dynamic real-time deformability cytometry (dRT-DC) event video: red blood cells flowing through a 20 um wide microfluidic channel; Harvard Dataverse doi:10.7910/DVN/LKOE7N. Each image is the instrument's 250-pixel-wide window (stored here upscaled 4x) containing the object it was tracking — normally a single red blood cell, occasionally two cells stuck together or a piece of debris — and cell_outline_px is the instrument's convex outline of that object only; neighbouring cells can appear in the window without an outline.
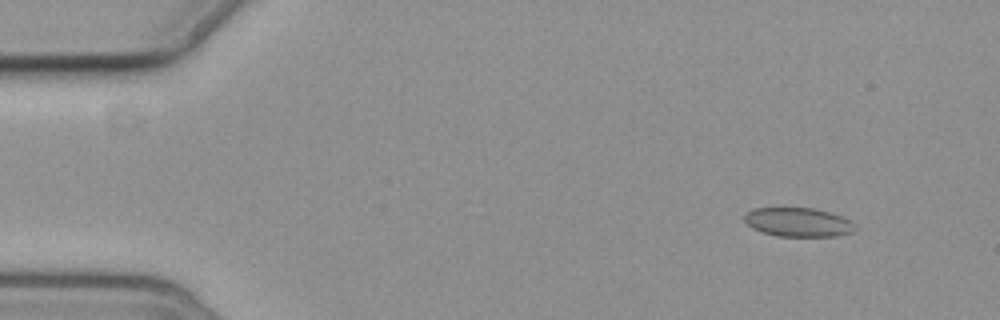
{"species": "common noctule bat (a hibernating species)", "species_latin": "Nyctalus noctula", "temperature_condition": "cold", "stored_images_in_passage": 16, "camera_frame_rate_fps": 3000, "um_per_image_px": 0.085, "animal": {"sex": "female", "body_mass_g": 19.3, "forearm_length_mm": 54.1}, "frame": {"image": 1, "passage_image": 2, "time_ms": 1.333, "image_size_px": [1000, 320], "cell_outline_px": [[860, 228], [852, 232], [836, 236], [776, 236], [752, 228], [744, 220], [744, 216], [752, 208], [812, 208], [828, 212], [840, 216], [856, 224]], "centroid_in_image_um": [67.87, 18.89], "position_along_channel_um": 17.1, "area_um2": 18.61}}
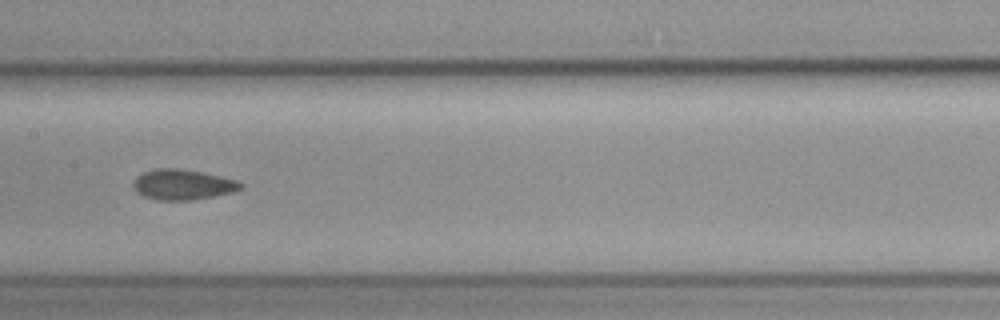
{"frame": {"image": 2, "passage_image": 8, "time_ms": 9.333, "image_size_px": [1000, 320], "cell_outline_px": [[244, 188], [232, 192], [192, 200], [156, 200], [144, 196], [136, 192], [132, 188], [132, 184], [136, 176], [144, 172], [156, 168], [176, 168], [200, 172], [220, 176], [236, 180], [244, 184]], "centroid_in_image_um": [15.5, 15.69], "position_along_channel_um": 191.9, "area_um2": 19.02}}
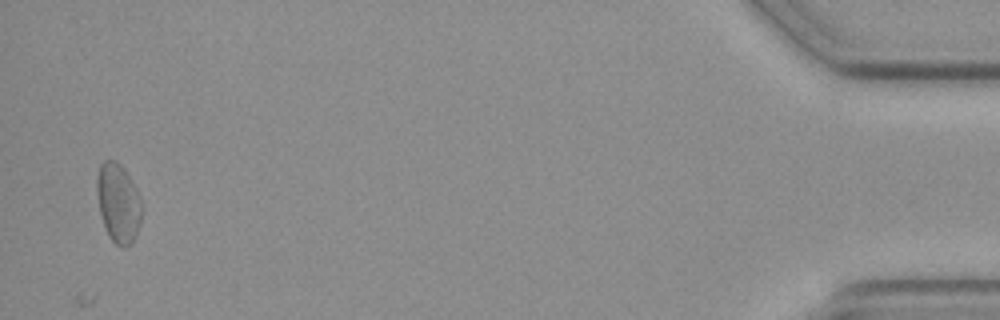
{"frame": {"image": 3, "passage_image": 16, "time_ms": 18.667, "image_size_px": [1000, 320], "cell_outline_px": [[144, 212], [136, 236], [132, 244], [124, 248], [116, 244], [108, 236], [100, 212], [96, 188], [96, 176], [100, 164], [104, 160], [116, 160], [124, 168], [136, 188]], "centroid_in_image_um": [10.07, 17.26], "position_along_channel_um": 425.1, "area_um2": 20.98}, "authors_computed_cell_mechanics": {"area_um2": 18.6116, "velocity_mm_per_s": 3.4929, "shape_relaxation_time_tau1_ms": null, "shape_relaxation_time_tau2_ms": 9.1204, "deformation_change_tau1": null, "deformation_change_tau2": 0.1007}}